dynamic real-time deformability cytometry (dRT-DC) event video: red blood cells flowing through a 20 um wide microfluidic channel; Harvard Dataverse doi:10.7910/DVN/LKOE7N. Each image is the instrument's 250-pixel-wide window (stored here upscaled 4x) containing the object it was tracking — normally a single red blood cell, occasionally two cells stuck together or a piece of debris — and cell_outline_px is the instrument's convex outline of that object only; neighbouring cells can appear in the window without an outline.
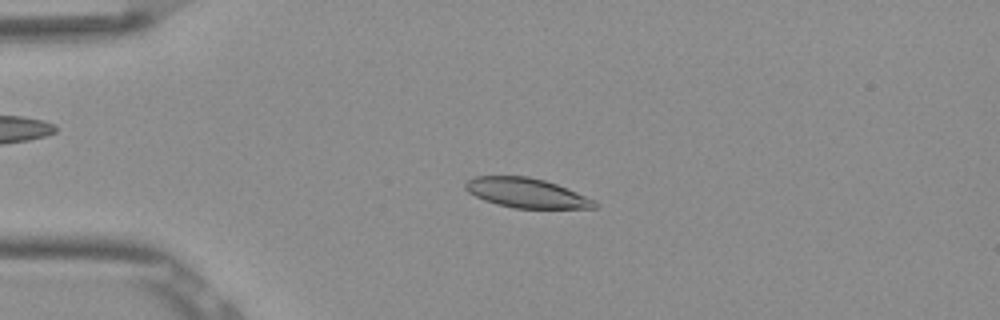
{"species": "Egyptian fruit bat (a non-hibernating species)", "species_latin": "Rousettus aegyptiacus", "temperature_condition": "room temperature", "stored_images_in_passage": 52, "camera_frame_rate_fps": 3000, "um_per_image_px": 0.085, "frame": {"image": 1, "passage_image": 12, "time_ms": 3.667, "image_size_px": [1000, 320], "cell_outline_px": [[600, 204], [596, 208], [512, 208], [496, 204], [484, 200], [468, 192], [464, 188], [464, 184], [468, 180], [476, 176], [528, 176], [544, 180], [556, 184], [596, 200]], "centroid_in_image_um": [44.75, 16.4], "position_along_channel_um": 40.2, "area_um2": 22.31}}
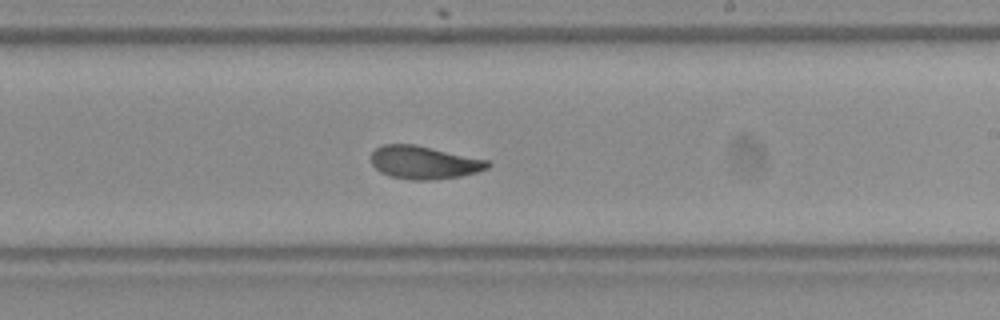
{"frame": {"image": 2, "passage_image": 31, "time_ms": 10.0, "image_size_px": [1000, 320], "cell_outline_px": [[492, 164], [488, 168], [476, 172], [460, 176], [428, 180], [408, 180], [388, 176], [380, 172], [372, 164], [372, 152], [376, 148], [384, 144], [416, 144], [488, 160]], "centroid_in_image_um": [36.04, 13.81], "position_along_channel_um": 253.0, "area_um2": 22.48}}
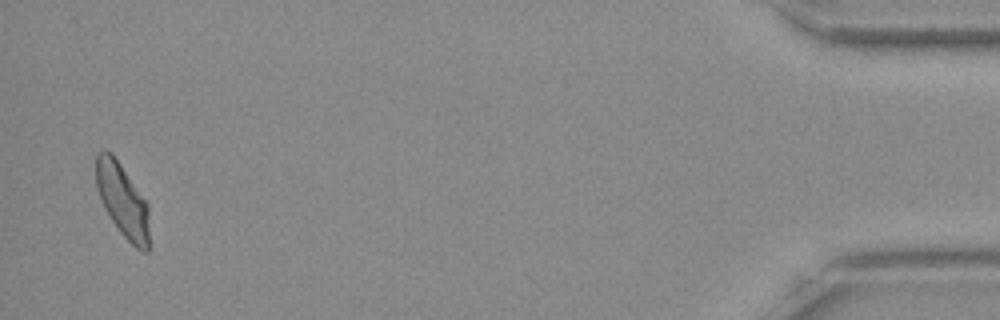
{"frame": {"image": 3, "passage_image": 51, "time_ms": 16.667, "image_size_px": [1000, 320], "cell_outline_px": [[148, 252], [144, 252], [136, 248], [120, 232], [112, 220], [96, 188], [96, 156], [104, 148], [112, 152], [148, 204]], "centroid_in_image_um": [10.41, 17.0], "position_along_channel_um": 424.8, "area_um2": 22.37}, "authors_computed_cell_mechanics": {"area_um2": 22.4842, "velocity_mm_per_s": 3.8359, "shape_relaxation_time_tau1_ms": 5.3533, "shape_relaxation_time_tau2_ms": 2.2689, "deformation_change_tau1": 0.1591, "deformation_change_tau2": 0.0706}}